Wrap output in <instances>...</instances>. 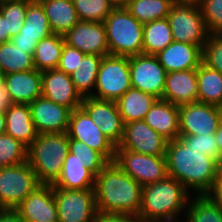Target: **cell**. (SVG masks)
<instances>
[{"label": "cell", "mask_w": 222, "mask_h": 222, "mask_svg": "<svg viewBox=\"0 0 222 222\" xmlns=\"http://www.w3.org/2000/svg\"><path fill=\"white\" fill-rule=\"evenodd\" d=\"M5 133L29 147L37 138V131L32 120L28 104H12L5 112Z\"/></svg>", "instance_id": "25"}, {"label": "cell", "mask_w": 222, "mask_h": 222, "mask_svg": "<svg viewBox=\"0 0 222 222\" xmlns=\"http://www.w3.org/2000/svg\"><path fill=\"white\" fill-rule=\"evenodd\" d=\"M172 0H128L126 10L140 23L146 24L167 18Z\"/></svg>", "instance_id": "34"}, {"label": "cell", "mask_w": 222, "mask_h": 222, "mask_svg": "<svg viewBox=\"0 0 222 222\" xmlns=\"http://www.w3.org/2000/svg\"><path fill=\"white\" fill-rule=\"evenodd\" d=\"M81 107L103 134L117 147L123 139L125 124L116 101L85 97Z\"/></svg>", "instance_id": "14"}, {"label": "cell", "mask_w": 222, "mask_h": 222, "mask_svg": "<svg viewBox=\"0 0 222 222\" xmlns=\"http://www.w3.org/2000/svg\"><path fill=\"white\" fill-rule=\"evenodd\" d=\"M58 222H95L99 217L94 189L53 188Z\"/></svg>", "instance_id": "9"}, {"label": "cell", "mask_w": 222, "mask_h": 222, "mask_svg": "<svg viewBox=\"0 0 222 222\" xmlns=\"http://www.w3.org/2000/svg\"><path fill=\"white\" fill-rule=\"evenodd\" d=\"M64 36L65 43L85 54L109 55L106 30L103 22L79 21Z\"/></svg>", "instance_id": "16"}, {"label": "cell", "mask_w": 222, "mask_h": 222, "mask_svg": "<svg viewBox=\"0 0 222 222\" xmlns=\"http://www.w3.org/2000/svg\"><path fill=\"white\" fill-rule=\"evenodd\" d=\"M221 114V107L201 102L179 106V136L215 133Z\"/></svg>", "instance_id": "13"}, {"label": "cell", "mask_w": 222, "mask_h": 222, "mask_svg": "<svg viewBox=\"0 0 222 222\" xmlns=\"http://www.w3.org/2000/svg\"><path fill=\"white\" fill-rule=\"evenodd\" d=\"M222 179V157L217 160V177Z\"/></svg>", "instance_id": "53"}, {"label": "cell", "mask_w": 222, "mask_h": 222, "mask_svg": "<svg viewBox=\"0 0 222 222\" xmlns=\"http://www.w3.org/2000/svg\"><path fill=\"white\" fill-rule=\"evenodd\" d=\"M166 72L197 69L202 63L200 46L173 41L156 54Z\"/></svg>", "instance_id": "22"}, {"label": "cell", "mask_w": 222, "mask_h": 222, "mask_svg": "<svg viewBox=\"0 0 222 222\" xmlns=\"http://www.w3.org/2000/svg\"><path fill=\"white\" fill-rule=\"evenodd\" d=\"M131 88L129 57L108 55L102 58L91 97L117 101Z\"/></svg>", "instance_id": "7"}, {"label": "cell", "mask_w": 222, "mask_h": 222, "mask_svg": "<svg viewBox=\"0 0 222 222\" xmlns=\"http://www.w3.org/2000/svg\"><path fill=\"white\" fill-rule=\"evenodd\" d=\"M103 23L109 55L131 57L143 54V24L126 8H114Z\"/></svg>", "instance_id": "5"}, {"label": "cell", "mask_w": 222, "mask_h": 222, "mask_svg": "<svg viewBox=\"0 0 222 222\" xmlns=\"http://www.w3.org/2000/svg\"><path fill=\"white\" fill-rule=\"evenodd\" d=\"M32 120L38 134L67 132L72 110L40 96L30 104Z\"/></svg>", "instance_id": "17"}, {"label": "cell", "mask_w": 222, "mask_h": 222, "mask_svg": "<svg viewBox=\"0 0 222 222\" xmlns=\"http://www.w3.org/2000/svg\"><path fill=\"white\" fill-rule=\"evenodd\" d=\"M52 34L43 6L32 0L28 4L22 29L10 41L21 49H29V54L33 56L37 43Z\"/></svg>", "instance_id": "19"}, {"label": "cell", "mask_w": 222, "mask_h": 222, "mask_svg": "<svg viewBox=\"0 0 222 222\" xmlns=\"http://www.w3.org/2000/svg\"><path fill=\"white\" fill-rule=\"evenodd\" d=\"M202 63L222 73V35L209 34L202 48Z\"/></svg>", "instance_id": "41"}, {"label": "cell", "mask_w": 222, "mask_h": 222, "mask_svg": "<svg viewBox=\"0 0 222 222\" xmlns=\"http://www.w3.org/2000/svg\"><path fill=\"white\" fill-rule=\"evenodd\" d=\"M168 140L149 127L143 120L126 123L124 135L116 149L140 154L165 156Z\"/></svg>", "instance_id": "15"}, {"label": "cell", "mask_w": 222, "mask_h": 222, "mask_svg": "<svg viewBox=\"0 0 222 222\" xmlns=\"http://www.w3.org/2000/svg\"><path fill=\"white\" fill-rule=\"evenodd\" d=\"M65 39L63 35L52 34L47 38L41 39L35 48L33 54V63L35 69L40 72L57 69Z\"/></svg>", "instance_id": "30"}, {"label": "cell", "mask_w": 222, "mask_h": 222, "mask_svg": "<svg viewBox=\"0 0 222 222\" xmlns=\"http://www.w3.org/2000/svg\"><path fill=\"white\" fill-rule=\"evenodd\" d=\"M173 41L203 48L209 33L198 4H173L167 16Z\"/></svg>", "instance_id": "8"}, {"label": "cell", "mask_w": 222, "mask_h": 222, "mask_svg": "<svg viewBox=\"0 0 222 222\" xmlns=\"http://www.w3.org/2000/svg\"><path fill=\"white\" fill-rule=\"evenodd\" d=\"M95 222H143L137 216L99 215Z\"/></svg>", "instance_id": "45"}, {"label": "cell", "mask_w": 222, "mask_h": 222, "mask_svg": "<svg viewBox=\"0 0 222 222\" xmlns=\"http://www.w3.org/2000/svg\"><path fill=\"white\" fill-rule=\"evenodd\" d=\"M28 147L6 133L0 135V167L27 162Z\"/></svg>", "instance_id": "37"}, {"label": "cell", "mask_w": 222, "mask_h": 222, "mask_svg": "<svg viewBox=\"0 0 222 222\" xmlns=\"http://www.w3.org/2000/svg\"><path fill=\"white\" fill-rule=\"evenodd\" d=\"M44 9L54 34L65 35L80 20L72 0H37Z\"/></svg>", "instance_id": "26"}, {"label": "cell", "mask_w": 222, "mask_h": 222, "mask_svg": "<svg viewBox=\"0 0 222 222\" xmlns=\"http://www.w3.org/2000/svg\"><path fill=\"white\" fill-rule=\"evenodd\" d=\"M197 102L222 108V73L203 63L197 68Z\"/></svg>", "instance_id": "29"}, {"label": "cell", "mask_w": 222, "mask_h": 222, "mask_svg": "<svg viewBox=\"0 0 222 222\" xmlns=\"http://www.w3.org/2000/svg\"><path fill=\"white\" fill-rule=\"evenodd\" d=\"M209 197L216 206L222 211V179L216 178L209 189V191L205 194Z\"/></svg>", "instance_id": "44"}, {"label": "cell", "mask_w": 222, "mask_h": 222, "mask_svg": "<svg viewBox=\"0 0 222 222\" xmlns=\"http://www.w3.org/2000/svg\"><path fill=\"white\" fill-rule=\"evenodd\" d=\"M12 104L11 96L5 86L0 88V112L4 113Z\"/></svg>", "instance_id": "47"}, {"label": "cell", "mask_w": 222, "mask_h": 222, "mask_svg": "<svg viewBox=\"0 0 222 222\" xmlns=\"http://www.w3.org/2000/svg\"><path fill=\"white\" fill-rule=\"evenodd\" d=\"M189 193L170 176L145 185L142 187L141 207L137 217L143 222H177L179 213L188 206Z\"/></svg>", "instance_id": "3"}, {"label": "cell", "mask_w": 222, "mask_h": 222, "mask_svg": "<svg viewBox=\"0 0 222 222\" xmlns=\"http://www.w3.org/2000/svg\"><path fill=\"white\" fill-rule=\"evenodd\" d=\"M84 56L85 53L82 51L64 43V48L57 69L70 75L76 69H78V65Z\"/></svg>", "instance_id": "43"}, {"label": "cell", "mask_w": 222, "mask_h": 222, "mask_svg": "<svg viewBox=\"0 0 222 222\" xmlns=\"http://www.w3.org/2000/svg\"><path fill=\"white\" fill-rule=\"evenodd\" d=\"M143 121L168 141L179 138V106L157 99Z\"/></svg>", "instance_id": "24"}, {"label": "cell", "mask_w": 222, "mask_h": 222, "mask_svg": "<svg viewBox=\"0 0 222 222\" xmlns=\"http://www.w3.org/2000/svg\"><path fill=\"white\" fill-rule=\"evenodd\" d=\"M96 176L79 161L70 159V152L62 164L61 174L52 184L53 188L86 190L94 189Z\"/></svg>", "instance_id": "28"}, {"label": "cell", "mask_w": 222, "mask_h": 222, "mask_svg": "<svg viewBox=\"0 0 222 222\" xmlns=\"http://www.w3.org/2000/svg\"><path fill=\"white\" fill-rule=\"evenodd\" d=\"M197 69L168 72L162 99L182 106L197 102Z\"/></svg>", "instance_id": "21"}, {"label": "cell", "mask_w": 222, "mask_h": 222, "mask_svg": "<svg viewBox=\"0 0 222 222\" xmlns=\"http://www.w3.org/2000/svg\"><path fill=\"white\" fill-rule=\"evenodd\" d=\"M0 69L10 73L35 69L29 49H21L11 41L0 44Z\"/></svg>", "instance_id": "33"}, {"label": "cell", "mask_w": 222, "mask_h": 222, "mask_svg": "<svg viewBox=\"0 0 222 222\" xmlns=\"http://www.w3.org/2000/svg\"><path fill=\"white\" fill-rule=\"evenodd\" d=\"M102 58L100 55L85 54L78 65V69L70 74L75 89L82 98L91 97L94 94L92 89L96 85L98 69Z\"/></svg>", "instance_id": "31"}, {"label": "cell", "mask_w": 222, "mask_h": 222, "mask_svg": "<svg viewBox=\"0 0 222 222\" xmlns=\"http://www.w3.org/2000/svg\"><path fill=\"white\" fill-rule=\"evenodd\" d=\"M165 156L168 176L189 191L195 189L196 195L209 191L217 177L216 159L196 148L186 147L179 139L168 141Z\"/></svg>", "instance_id": "2"}, {"label": "cell", "mask_w": 222, "mask_h": 222, "mask_svg": "<svg viewBox=\"0 0 222 222\" xmlns=\"http://www.w3.org/2000/svg\"><path fill=\"white\" fill-rule=\"evenodd\" d=\"M186 147L196 148L205 155L216 160L220 158L219 147L215 133L207 135L179 136L178 138Z\"/></svg>", "instance_id": "42"}, {"label": "cell", "mask_w": 222, "mask_h": 222, "mask_svg": "<svg viewBox=\"0 0 222 222\" xmlns=\"http://www.w3.org/2000/svg\"><path fill=\"white\" fill-rule=\"evenodd\" d=\"M189 201L191 202L186 210V222H222V211L205 194H197Z\"/></svg>", "instance_id": "36"}, {"label": "cell", "mask_w": 222, "mask_h": 222, "mask_svg": "<svg viewBox=\"0 0 222 222\" xmlns=\"http://www.w3.org/2000/svg\"><path fill=\"white\" fill-rule=\"evenodd\" d=\"M42 96L72 111L81 107L83 98L76 91L71 76L58 69L42 72Z\"/></svg>", "instance_id": "20"}, {"label": "cell", "mask_w": 222, "mask_h": 222, "mask_svg": "<svg viewBox=\"0 0 222 222\" xmlns=\"http://www.w3.org/2000/svg\"><path fill=\"white\" fill-rule=\"evenodd\" d=\"M15 210L23 222H58L53 185L41 184Z\"/></svg>", "instance_id": "18"}, {"label": "cell", "mask_w": 222, "mask_h": 222, "mask_svg": "<svg viewBox=\"0 0 222 222\" xmlns=\"http://www.w3.org/2000/svg\"><path fill=\"white\" fill-rule=\"evenodd\" d=\"M80 21L104 22L114 9L107 0H72Z\"/></svg>", "instance_id": "38"}, {"label": "cell", "mask_w": 222, "mask_h": 222, "mask_svg": "<svg viewBox=\"0 0 222 222\" xmlns=\"http://www.w3.org/2000/svg\"><path fill=\"white\" fill-rule=\"evenodd\" d=\"M6 117L5 113L0 112V135L5 134Z\"/></svg>", "instance_id": "51"}, {"label": "cell", "mask_w": 222, "mask_h": 222, "mask_svg": "<svg viewBox=\"0 0 222 222\" xmlns=\"http://www.w3.org/2000/svg\"><path fill=\"white\" fill-rule=\"evenodd\" d=\"M0 222H23L15 209H1Z\"/></svg>", "instance_id": "46"}, {"label": "cell", "mask_w": 222, "mask_h": 222, "mask_svg": "<svg viewBox=\"0 0 222 222\" xmlns=\"http://www.w3.org/2000/svg\"><path fill=\"white\" fill-rule=\"evenodd\" d=\"M174 4H198L200 0H172Z\"/></svg>", "instance_id": "52"}, {"label": "cell", "mask_w": 222, "mask_h": 222, "mask_svg": "<svg viewBox=\"0 0 222 222\" xmlns=\"http://www.w3.org/2000/svg\"><path fill=\"white\" fill-rule=\"evenodd\" d=\"M114 162L142 187L168 176L166 156H153L116 149Z\"/></svg>", "instance_id": "10"}, {"label": "cell", "mask_w": 222, "mask_h": 222, "mask_svg": "<svg viewBox=\"0 0 222 222\" xmlns=\"http://www.w3.org/2000/svg\"><path fill=\"white\" fill-rule=\"evenodd\" d=\"M131 87L162 99L166 70L156 55L138 54L129 57Z\"/></svg>", "instance_id": "11"}, {"label": "cell", "mask_w": 222, "mask_h": 222, "mask_svg": "<svg viewBox=\"0 0 222 222\" xmlns=\"http://www.w3.org/2000/svg\"><path fill=\"white\" fill-rule=\"evenodd\" d=\"M69 152L70 159L79 161L95 176L110 163L100 152L79 140L69 139Z\"/></svg>", "instance_id": "35"}, {"label": "cell", "mask_w": 222, "mask_h": 222, "mask_svg": "<svg viewBox=\"0 0 222 222\" xmlns=\"http://www.w3.org/2000/svg\"><path fill=\"white\" fill-rule=\"evenodd\" d=\"M69 152V137L63 133H41L28 147L27 162L41 184H53L61 174Z\"/></svg>", "instance_id": "4"}, {"label": "cell", "mask_w": 222, "mask_h": 222, "mask_svg": "<svg viewBox=\"0 0 222 222\" xmlns=\"http://www.w3.org/2000/svg\"><path fill=\"white\" fill-rule=\"evenodd\" d=\"M40 185L28 162L0 167V208L15 209Z\"/></svg>", "instance_id": "6"}, {"label": "cell", "mask_w": 222, "mask_h": 222, "mask_svg": "<svg viewBox=\"0 0 222 222\" xmlns=\"http://www.w3.org/2000/svg\"><path fill=\"white\" fill-rule=\"evenodd\" d=\"M5 76L6 74L0 69V88L5 86Z\"/></svg>", "instance_id": "54"}, {"label": "cell", "mask_w": 222, "mask_h": 222, "mask_svg": "<svg viewBox=\"0 0 222 222\" xmlns=\"http://www.w3.org/2000/svg\"><path fill=\"white\" fill-rule=\"evenodd\" d=\"M198 5L208 33L222 35V0H200Z\"/></svg>", "instance_id": "40"}, {"label": "cell", "mask_w": 222, "mask_h": 222, "mask_svg": "<svg viewBox=\"0 0 222 222\" xmlns=\"http://www.w3.org/2000/svg\"><path fill=\"white\" fill-rule=\"evenodd\" d=\"M66 133L69 139L82 141L100 152L109 162H114L116 146L103 134L82 107L71 112Z\"/></svg>", "instance_id": "12"}, {"label": "cell", "mask_w": 222, "mask_h": 222, "mask_svg": "<svg viewBox=\"0 0 222 222\" xmlns=\"http://www.w3.org/2000/svg\"><path fill=\"white\" fill-rule=\"evenodd\" d=\"M215 137H216L217 144L219 147L220 157H222V114H221L218 129L215 132Z\"/></svg>", "instance_id": "49"}, {"label": "cell", "mask_w": 222, "mask_h": 222, "mask_svg": "<svg viewBox=\"0 0 222 222\" xmlns=\"http://www.w3.org/2000/svg\"><path fill=\"white\" fill-rule=\"evenodd\" d=\"M10 34L8 32L7 18L0 12V44L9 42Z\"/></svg>", "instance_id": "48"}, {"label": "cell", "mask_w": 222, "mask_h": 222, "mask_svg": "<svg viewBox=\"0 0 222 222\" xmlns=\"http://www.w3.org/2000/svg\"><path fill=\"white\" fill-rule=\"evenodd\" d=\"M32 0H4L0 1V12L7 18L10 40L16 36L23 27L28 4Z\"/></svg>", "instance_id": "39"}, {"label": "cell", "mask_w": 222, "mask_h": 222, "mask_svg": "<svg viewBox=\"0 0 222 222\" xmlns=\"http://www.w3.org/2000/svg\"><path fill=\"white\" fill-rule=\"evenodd\" d=\"M172 42L167 18L143 24V54L156 55Z\"/></svg>", "instance_id": "32"}, {"label": "cell", "mask_w": 222, "mask_h": 222, "mask_svg": "<svg viewBox=\"0 0 222 222\" xmlns=\"http://www.w3.org/2000/svg\"><path fill=\"white\" fill-rule=\"evenodd\" d=\"M94 192L99 215L138 216L142 186L115 162L98 173Z\"/></svg>", "instance_id": "1"}, {"label": "cell", "mask_w": 222, "mask_h": 222, "mask_svg": "<svg viewBox=\"0 0 222 222\" xmlns=\"http://www.w3.org/2000/svg\"><path fill=\"white\" fill-rule=\"evenodd\" d=\"M113 8H125L128 0H107Z\"/></svg>", "instance_id": "50"}, {"label": "cell", "mask_w": 222, "mask_h": 222, "mask_svg": "<svg viewBox=\"0 0 222 222\" xmlns=\"http://www.w3.org/2000/svg\"><path fill=\"white\" fill-rule=\"evenodd\" d=\"M5 88L13 104H30L42 96V72L37 69L10 73L5 76Z\"/></svg>", "instance_id": "23"}, {"label": "cell", "mask_w": 222, "mask_h": 222, "mask_svg": "<svg viewBox=\"0 0 222 222\" xmlns=\"http://www.w3.org/2000/svg\"><path fill=\"white\" fill-rule=\"evenodd\" d=\"M158 98L139 89H128L116 104L124 124L143 120Z\"/></svg>", "instance_id": "27"}]
</instances>
